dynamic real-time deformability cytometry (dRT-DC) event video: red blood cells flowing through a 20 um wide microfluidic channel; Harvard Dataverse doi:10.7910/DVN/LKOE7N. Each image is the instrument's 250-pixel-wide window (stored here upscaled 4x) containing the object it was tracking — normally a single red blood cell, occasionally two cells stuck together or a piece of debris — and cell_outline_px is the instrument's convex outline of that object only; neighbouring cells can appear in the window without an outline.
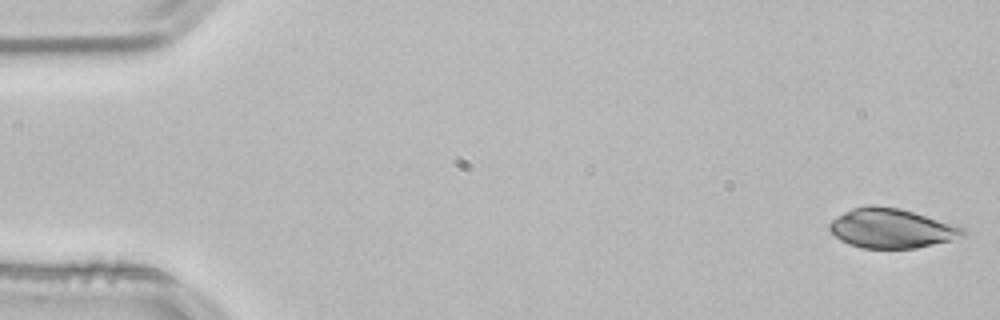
{"species": "common noctule bat (a hibernating species)", "species_latin": "Nyctalus noctula", "temperature_condition": "room temperature", "stored_images_in_passage": 52, "camera_frame_rate_fps": 3000, "um_per_image_px": 0.085, "animal": {"sex": "male", "body_mass_g": 21.5, "forearm_length_mm": 52.0}, "frame": {"image": 1, "passage_image": 1, "time_ms": 0.0, "image_size_px": [1000, 320], "cell_outline_px": [[968, 232], [964, 236], [952, 240], [916, 248], [864, 248], [848, 244], [840, 240], [828, 228], [828, 224], [832, 220], [844, 212], [852, 208], [872, 204], [900, 208], [956, 224], [964, 228]], "centroid_in_image_um": [75.8, 19.4], "position_along_channel_um": 9.2, "area_um2": 30.92}}